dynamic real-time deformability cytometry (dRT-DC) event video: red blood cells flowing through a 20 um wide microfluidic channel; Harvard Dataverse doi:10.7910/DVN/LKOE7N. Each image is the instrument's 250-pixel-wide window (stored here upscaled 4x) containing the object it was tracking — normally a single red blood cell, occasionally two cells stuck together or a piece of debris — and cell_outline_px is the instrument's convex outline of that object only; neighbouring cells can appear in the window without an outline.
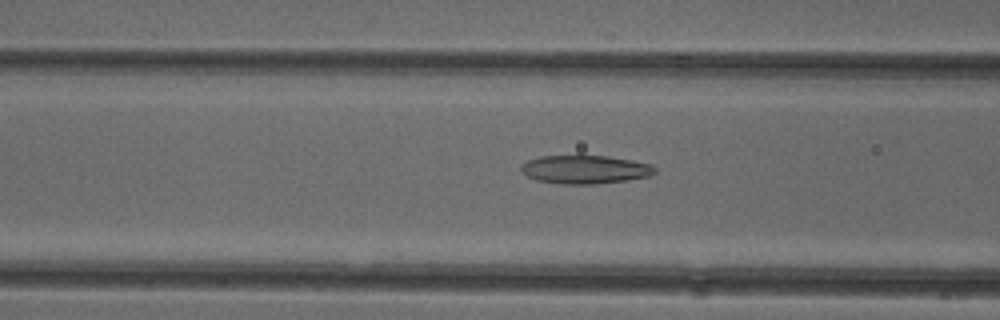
{"species": "common noctule bat (a hibernating species)", "species_latin": "Nyctalus noctula", "temperature_condition": "cold", "stored_images_in_passage": 37, "camera_frame_rate_fps": 3000, "um_per_image_px": 0.085, "animal": {"sex": "female"}, "frame": {"image": 1, "passage_image": 6, "time_ms": 1.667, "image_size_px": [1000, 320], "cell_outline_px": [[656, 172], [648, 176], [628, 180], [596, 184], [560, 184], [536, 180], [528, 176], [520, 168], [520, 164], [528, 160], [540, 156], [608, 156], [632, 160], [652, 164], [656, 168]], "centroid_in_image_um": [49.74, 14.41], "position_along_channel_um": 116.9, "area_um2": 22.2}}
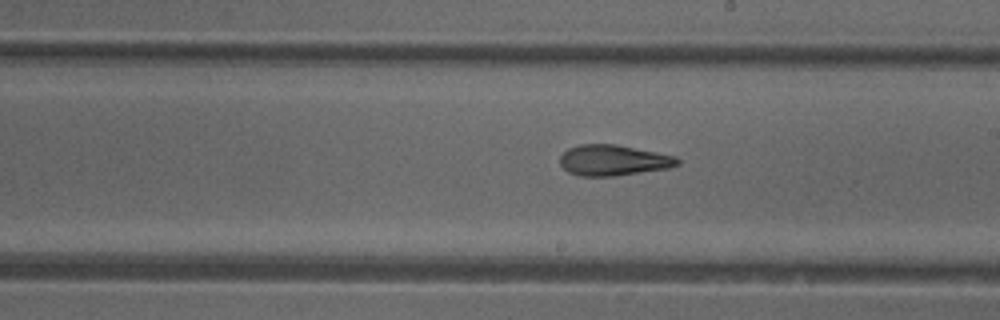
{"frame": {"image": 2, "passage_image": 15, "time_ms": 4.667, "image_size_px": [1000, 320], "cell_outline_px": [[680, 164], [668, 168], [616, 176], [580, 176], [568, 172], [560, 164], [560, 156], [568, 148], [580, 144], [616, 144], [676, 156], [680, 160]], "centroid_in_image_um": [52.13, 13.62], "position_along_channel_um": 236.9, "area_um2": 21.1}}
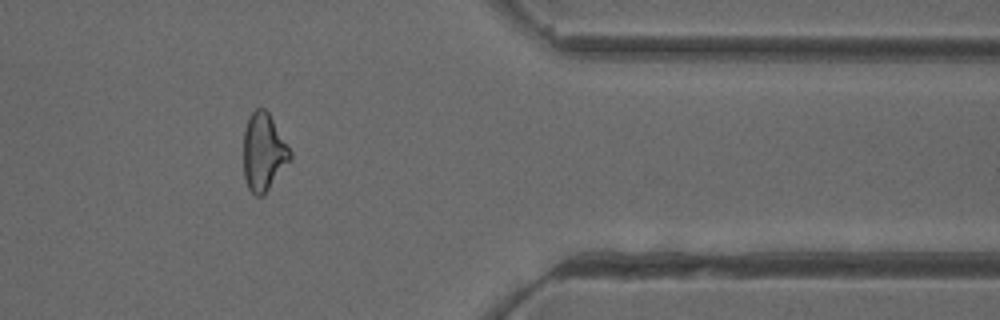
{"frame": {"image": 3, "passage_image": 28, "time_ms": 9.0, "image_size_px": [1000, 320], "cell_outline_px": [[292, 160], [264, 196], [256, 196], [248, 188], [244, 176], [244, 132], [248, 120], [252, 112], [256, 108], [264, 108], [268, 112], [292, 152]], "centroid_in_image_um": [22.43, 12.97], "position_along_channel_um": 389.0, "area_um2": 21.21}, "authors_computed_cell_mechanics": {"area_um2": 21.4438, "velocity_mm_per_s": 3.9876, "shape_relaxation_time_tau1_ms": null, "shape_relaxation_time_tau2_ms": 3.0222, "deformation_change_tau1": null, "deformation_change_tau2": 0.1089}}